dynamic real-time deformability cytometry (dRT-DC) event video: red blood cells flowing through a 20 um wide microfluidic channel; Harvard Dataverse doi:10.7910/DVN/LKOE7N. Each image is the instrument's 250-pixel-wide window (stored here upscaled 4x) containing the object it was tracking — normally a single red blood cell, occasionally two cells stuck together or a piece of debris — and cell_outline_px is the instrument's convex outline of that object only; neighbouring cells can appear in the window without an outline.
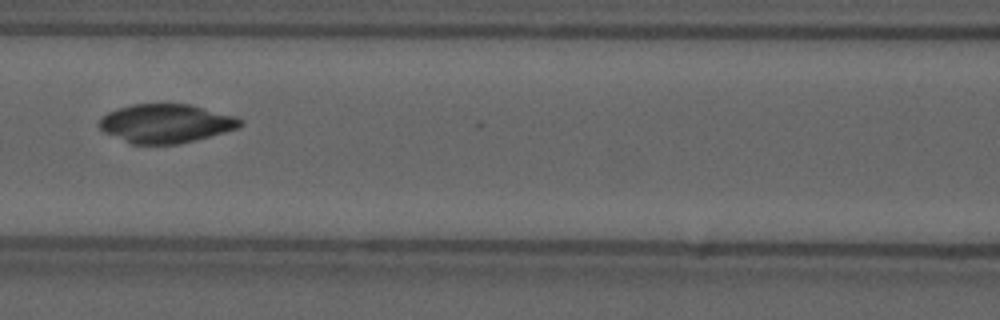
{"species": "common noctule bat (a hibernating species)", "species_latin": "Nyctalus noctula", "temperature_condition": "cold", "stored_images_in_passage": 55, "camera_frame_rate_fps": 3000, "um_per_image_px": 0.085, "animal": {"sex": "male", "forearm_length_mm": 52.5}, "frame": {"image": 1, "passage_image": 24, "time_ms": 7.667, "image_size_px": [1000, 320], "cell_outline_px": [[244, 124], [236, 128], [224, 132], [180, 144], [132, 144], [104, 132], [100, 128], [100, 120], [108, 112], [132, 104], [192, 104], [236, 116], [244, 120]], "centroid_in_image_um": [14.15, 10.49], "position_along_channel_um": 152.5, "area_um2": 31.73}}